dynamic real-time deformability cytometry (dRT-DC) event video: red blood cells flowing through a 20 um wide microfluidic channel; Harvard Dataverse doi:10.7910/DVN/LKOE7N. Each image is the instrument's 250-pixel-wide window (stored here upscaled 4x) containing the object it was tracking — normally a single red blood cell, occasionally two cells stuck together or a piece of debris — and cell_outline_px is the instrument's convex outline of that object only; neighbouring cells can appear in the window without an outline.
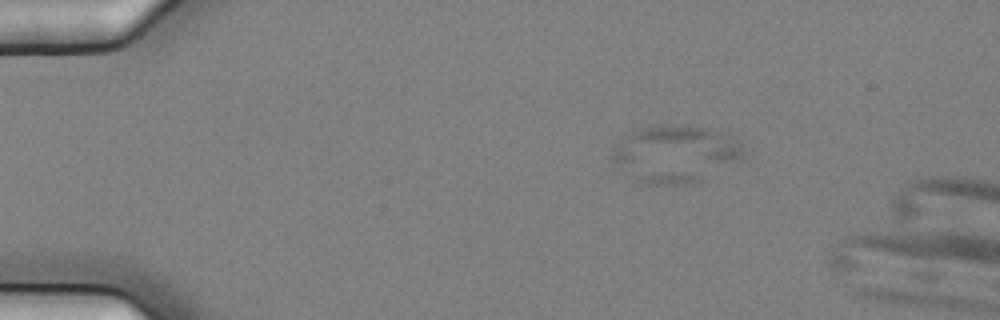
{"species": "common noctule bat (a hibernating species)", "species_latin": "Nyctalus noctula", "temperature_condition": "cold", "stored_images_in_passage": 7, "camera_frame_rate_fps": 3000, "um_per_image_px": 0.085, "animal": {"sex": "female", "body_mass_g": 25.1}, "frame": {"image": 1, "passage_image": 4, "time_ms": 1.0, "image_size_px": [1000, 320], "cell_outline_px": [[744, 152], [740, 160], [692, 184], [648, 184], [636, 180], [612, 156], [612, 148], [616, 144], [632, 132], [640, 128], [672, 124], [688, 124], [720, 132], [736, 140], [740, 144]], "centroid_in_image_um": [57.44, 13.06], "position_along_channel_um": 27.6, "area_um2": 42.71}}